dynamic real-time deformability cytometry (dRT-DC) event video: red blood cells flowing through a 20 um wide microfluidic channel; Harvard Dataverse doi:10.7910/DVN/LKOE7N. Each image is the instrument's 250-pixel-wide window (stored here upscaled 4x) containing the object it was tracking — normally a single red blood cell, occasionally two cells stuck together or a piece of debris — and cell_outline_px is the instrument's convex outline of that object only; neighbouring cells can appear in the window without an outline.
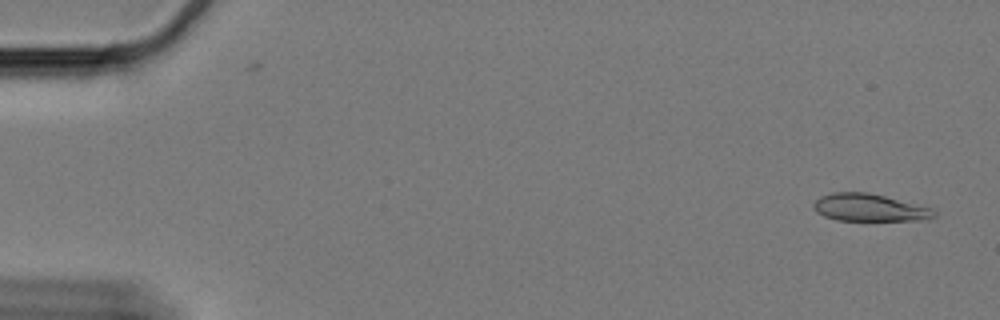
{"species": "Egyptian fruit bat (a non-hibernating species)", "species_latin": "Rousettus aegyptiacus", "temperature_condition": "cold", "stored_images_in_passage": 61, "camera_frame_rate_fps": 3000, "um_per_image_px": 0.085, "animal": {"sex": "female"}, "frame": {"image": 1, "passage_image": 3, "time_ms": 0.667, "image_size_px": [1000, 320], "cell_outline_px": [[936, 216], [928, 220], [836, 220], [824, 216], [816, 212], [812, 204], [820, 196], [836, 192], [868, 192], [884, 196], [928, 208], [936, 212]], "centroid_in_image_um": [73.85, 17.65], "position_along_channel_um": 11.1, "area_um2": 18.96}}
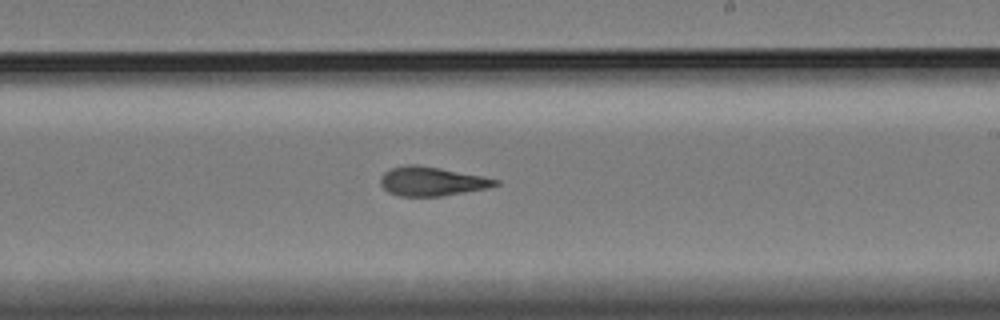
{"frame": {"image": 2, "passage_image": 37, "time_ms": 12.0, "image_size_px": [1000, 320], "cell_outline_px": [[500, 184], [488, 188], [440, 196], [400, 196], [388, 192], [380, 184], [380, 180], [384, 172], [392, 168], [408, 164], [416, 164], [440, 168], [500, 180]], "centroid_in_image_um": [36.68, 15.41], "position_along_channel_um": 252.3, "area_um2": 19.25}}
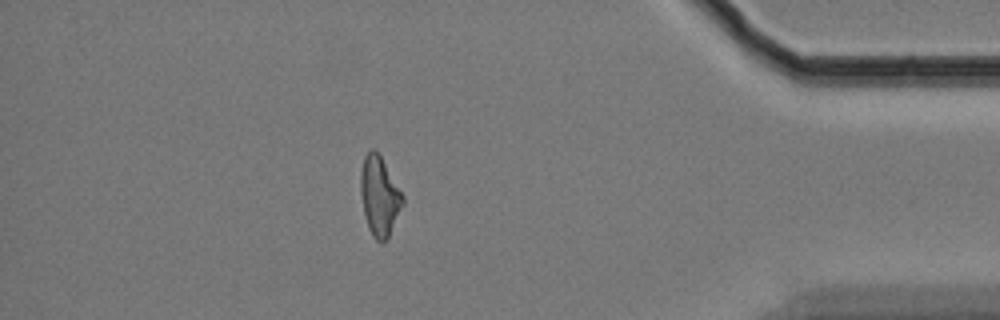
{"frame": {"image": 3, "passage_image": 54, "time_ms": 17.667, "image_size_px": [1000, 320], "cell_outline_px": [[404, 204], [388, 236], [384, 240], [376, 240], [372, 236], [368, 228], [364, 212], [360, 188], [360, 172], [364, 156], [372, 148], [380, 156], [404, 196]], "centroid_in_image_um": [32.25, 16.66], "position_along_channel_um": 403.0, "area_um2": 19.07}, "authors_computed_cell_mechanics": {"area_um2": 19.5364, "velocity_mm_per_s": 3.2945, "shape_relaxation_time_tau1_ms": 10.5083, "shape_relaxation_time_tau2_ms": 2.6279, "deformation_change_tau1": 0.2286, "deformation_change_tau2": 0.1158}}